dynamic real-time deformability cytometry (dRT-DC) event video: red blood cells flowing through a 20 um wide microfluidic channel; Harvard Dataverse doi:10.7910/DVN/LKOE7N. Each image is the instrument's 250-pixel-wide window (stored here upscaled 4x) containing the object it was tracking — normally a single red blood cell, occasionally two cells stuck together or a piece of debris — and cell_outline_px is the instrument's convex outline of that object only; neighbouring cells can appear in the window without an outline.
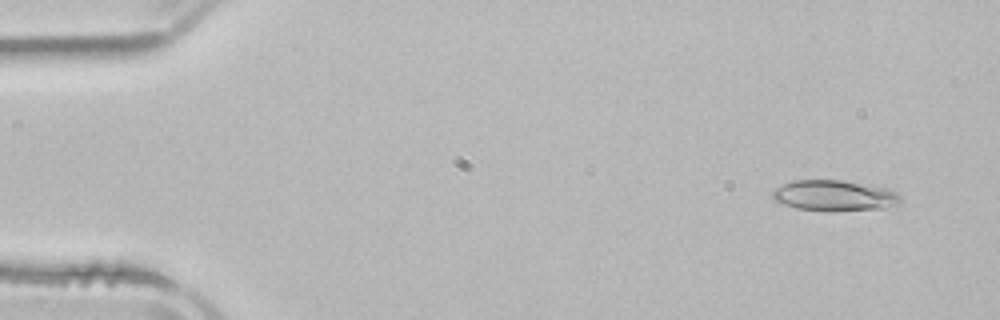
{"species": "common noctule bat (a hibernating species)", "species_latin": "Nyctalus noctula", "temperature_condition": "room temperature", "stored_images_in_passage": 3, "camera_frame_rate_fps": 3000, "um_per_image_px": 0.085, "animal": {"sex": "male", "body_mass_g": 21.5, "forearm_length_mm": 52.0}, "frame": {"image": 1, "passage_image": 1, "time_ms": 0.0, "image_size_px": [1000, 320], "cell_outline_px": [[900, 200], [896, 204], [884, 208], [832, 212], [828, 212], [796, 208], [784, 204], [776, 200], [772, 196], [772, 192], [776, 188], [792, 180], [840, 180], [884, 188], [896, 192], [900, 196]], "centroid_in_image_um": [70.89, 16.64], "position_along_channel_um": 14.1, "area_um2": 22.77}}